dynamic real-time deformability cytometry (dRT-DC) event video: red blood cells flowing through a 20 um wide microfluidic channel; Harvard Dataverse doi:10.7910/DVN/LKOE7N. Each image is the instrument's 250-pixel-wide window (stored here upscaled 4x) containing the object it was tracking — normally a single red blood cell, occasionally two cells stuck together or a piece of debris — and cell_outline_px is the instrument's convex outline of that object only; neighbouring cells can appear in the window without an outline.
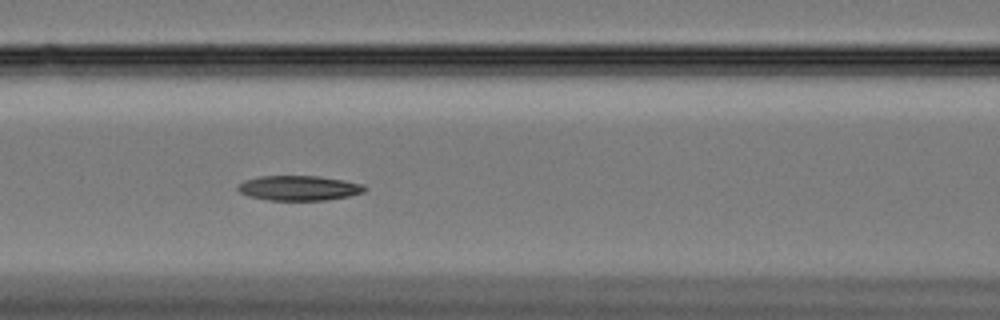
{"species": "Egyptian fruit bat (a non-hibernating species)", "species_latin": "Rousettus aegyptiacus", "temperature_condition": "cold", "stored_images_in_passage": 46, "camera_frame_rate_fps": 3000, "um_per_image_px": 0.085, "animal": {"sex": "female"}, "frame": {"image": 1, "passage_image": 12, "time_ms": 3.667, "image_size_px": [1000, 320], "cell_outline_px": [[368, 188], [364, 192], [348, 196], [324, 200], [268, 200], [248, 196], [240, 192], [236, 188], [244, 180], [260, 176], [320, 176], [344, 180], [364, 184]], "centroid_in_image_um": [25.43, 15.98], "position_along_channel_um": 141.2, "area_um2": 18.44}}
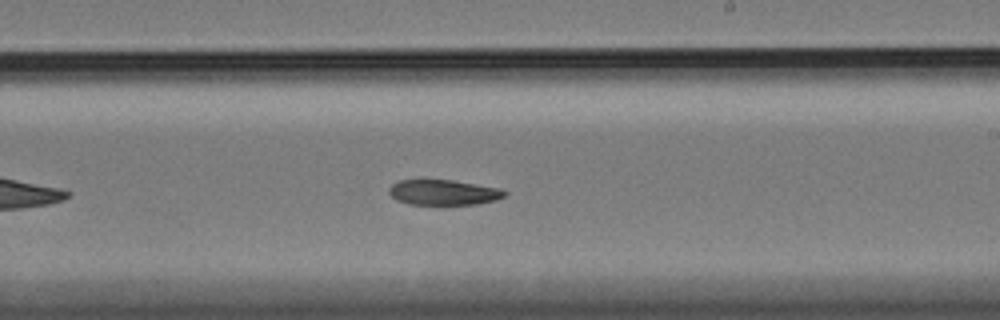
{"frame": {"image": 2, "passage_image": 22, "time_ms": 7.0, "image_size_px": [1000, 320], "cell_outline_px": [[508, 192], [504, 196], [496, 200], [476, 204], [408, 204], [396, 200], [388, 192], [388, 188], [392, 184], [400, 180], [420, 176], [452, 180], [500, 188]], "centroid_in_image_um": [37.62, 16.3], "position_along_channel_um": 251.4, "area_um2": 17.74}}
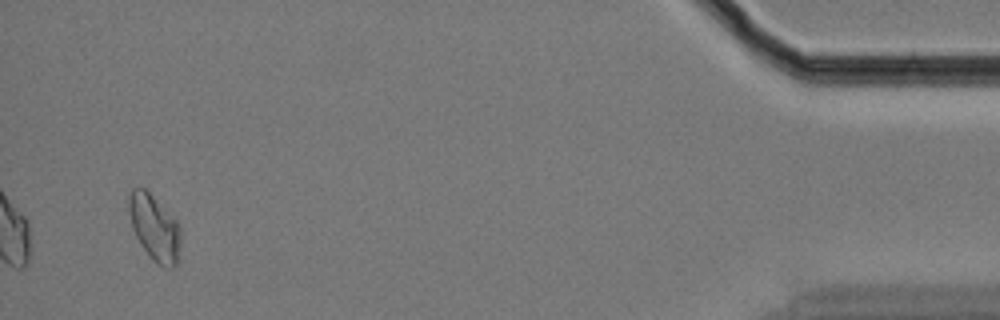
{"frame": {"image": 3, "passage_image": 44, "time_ms": 14.333, "image_size_px": [1000, 320], "cell_outline_px": [[180, 240], [176, 264], [172, 268], [164, 268], [156, 264], [152, 260], [140, 244], [132, 228], [128, 212], [128, 196], [132, 188], [144, 188], [176, 220], [180, 228]], "centroid_in_image_um": [13.1, 19.38], "position_along_channel_um": 422.1, "area_um2": 19.77}, "authors_computed_cell_mechanics": {"area_um2": 18.6405, "velocity_mm_per_s": 3.3178, "shape_relaxation_time_tau1_ms": 5.9203, "shape_relaxation_time_tau2_ms": null, "deformation_change_tau1": 0.1309, "deformation_change_tau2": null}}